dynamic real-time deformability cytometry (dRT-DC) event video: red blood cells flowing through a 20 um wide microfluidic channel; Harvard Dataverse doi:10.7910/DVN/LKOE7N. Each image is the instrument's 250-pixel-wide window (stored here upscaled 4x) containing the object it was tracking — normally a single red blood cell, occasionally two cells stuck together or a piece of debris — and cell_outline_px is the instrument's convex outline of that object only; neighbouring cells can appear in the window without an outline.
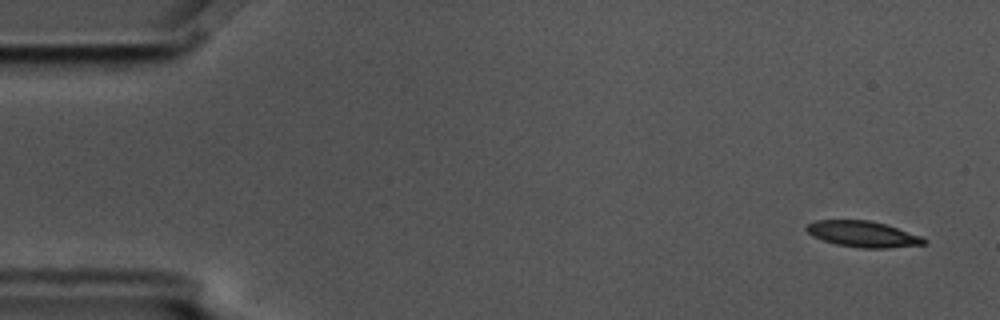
{"species": "common noctule bat (a hibernating species)", "species_latin": "Nyctalus noctula", "temperature_condition": "cold", "stored_images_in_passage": 5, "camera_frame_rate_fps": 3000, "um_per_image_px": 0.085, "animal": {"sex": "male", "body_mass_g": 17.5, "forearm_length_mm": 52.3}, "frame": {"image": 1, "passage_image": 1, "time_ms": 0.0, "image_size_px": [1000, 320], "cell_outline_px": [[928, 240], [924, 244], [888, 248], [864, 248], [836, 244], [812, 236], [804, 228], [808, 224], [816, 220], [868, 220], [884, 224], [920, 236]], "centroid_in_image_um": [73.32, 19.89], "position_along_channel_um": 11.7, "area_um2": 17.51}}